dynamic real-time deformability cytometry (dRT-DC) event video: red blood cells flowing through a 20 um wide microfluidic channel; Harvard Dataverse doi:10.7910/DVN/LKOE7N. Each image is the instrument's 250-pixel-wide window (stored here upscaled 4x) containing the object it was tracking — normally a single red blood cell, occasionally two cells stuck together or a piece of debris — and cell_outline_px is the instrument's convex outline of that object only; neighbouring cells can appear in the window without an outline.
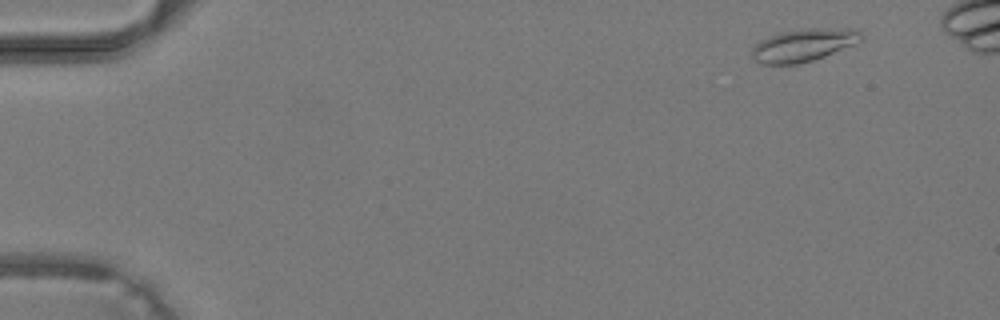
{"species": "common noctule bat (a hibernating species)", "species_latin": "Nyctalus noctula", "temperature_condition": "warm", "stored_images_in_passage": 38, "camera_frame_rate_fps": 3000, "um_per_image_px": 0.085, "animal": {"sex": "male", "body_mass_g": 19.2, "forearm_length_mm": 51.8}, "frame": {"image": 1, "passage_image": 3, "time_ms": 0.667, "image_size_px": [1000, 320], "cell_outline_px": [[864, 36], [860, 40], [852, 44], [824, 56], [812, 60], [796, 64], [764, 64], [756, 60], [752, 56], [752, 48], [760, 40], [768, 36], [780, 32], [800, 28], [848, 28], [860, 32]], "centroid_in_image_um": [68.26, 3.81], "position_along_channel_um": 16.7, "area_um2": 20.58}}
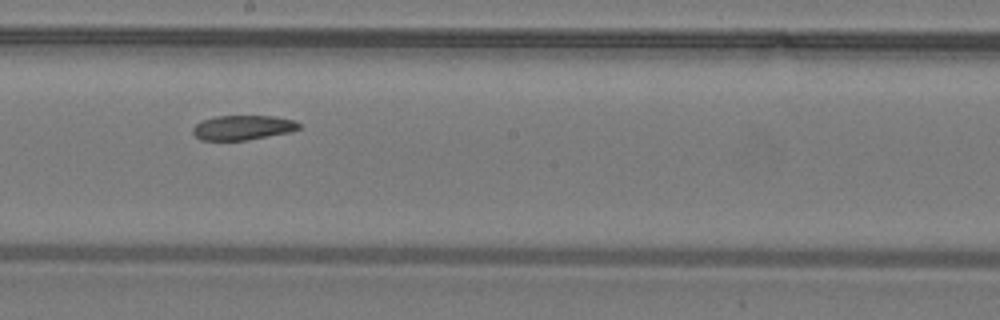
{"frame": {"image": 2, "passage_image": 23, "time_ms": 7.333, "image_size_px": [1000, 320], "cell_outline_px": [[300, 128], [292, 132], [244, 140], [200, 140], [192, 132], [192, 128], [196, 124], [204, 120], [216, 116], [272, 116], [292, 120], [300, 124]], "centroid_in_image_um": [20.63, 10.85], "position_along_channel_um": 227.6, "area_um2": 15.09}}
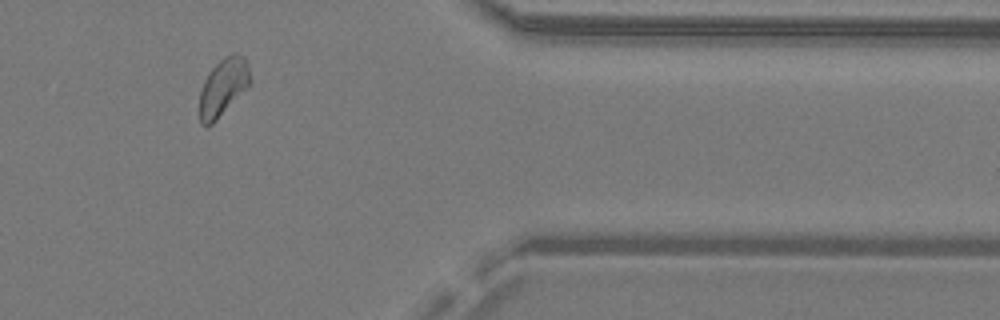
{"frame": {"image": 3, "passage_image": 34, "time_ms": 11.0, "image_size_px": [1000, 320], "cell_outline_px": [[252, 80], [216, 120], [212, 124], [200, 124], [200, 92], [204, 80], [208, 72], [224, 56], [244, 56], [248, 64]], "centroid_in_image_um": [18.95, 7.39], "position_along_channel_um": 392.5, "area_um2": 16.3}}